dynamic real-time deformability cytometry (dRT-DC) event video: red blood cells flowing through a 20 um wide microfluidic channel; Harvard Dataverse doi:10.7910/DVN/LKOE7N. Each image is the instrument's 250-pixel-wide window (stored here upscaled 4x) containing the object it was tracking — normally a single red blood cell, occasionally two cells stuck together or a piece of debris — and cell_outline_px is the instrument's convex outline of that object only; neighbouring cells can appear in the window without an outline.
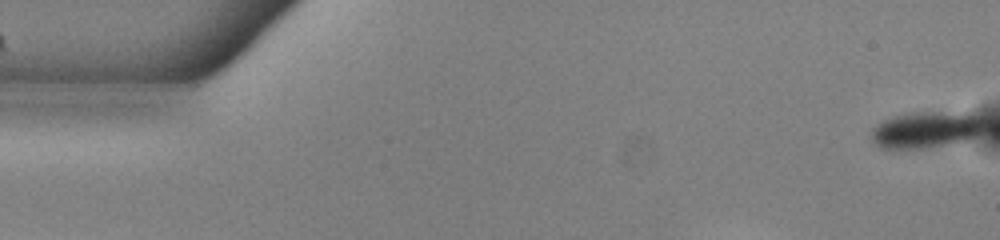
{"species": "common noctule bat (a hibernating species)", "species_latin": "Nyctalus noctula", "temperature_condition": "warm", "stored_images_in_passage": 53, "camera_frame_rate_fps": 3000, "um_per_image_px": 0.085, "animal": {"sex": "male", "body_mass_g": 13.0, "forearm_length_mm": 53.1}, "frame": {"image": 1, "passage_image": 1, "time_ms": 0.0, "image_size_px": [1000, 240], "cell_outline_px": [[984, 128], [968, 140], [924, 148], [880, 148], [872, 140], [872, 128], [876, 124], [884, 120], [896, 116], [912, 112], [964, 112], [980, 116], [984, 120]], "centroid_in_image_um": [78.72, 11.01], "position_along_channel_um": 6.3, "area_um2": 23.87}}
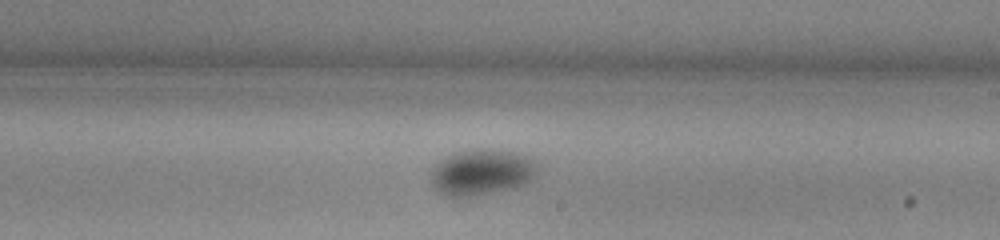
{"frame": {"image": 2, "passage_image": 31, "time_ms": 10.0, "image_size_px": [1000, 240], "cell_outline_px": [[536, 172], [524, 184], [472, 196], [448, 196], [440, 192], [432, 184], [432, 172], [436, 164], [452, 152], [472, 148], [492, 148], [516, 152], [528, 156], [536, 160]], "centroid_in_image_um": [40.93, 14.58], "position_along_channel_um": 248.1, "area_um2": 28.21}}
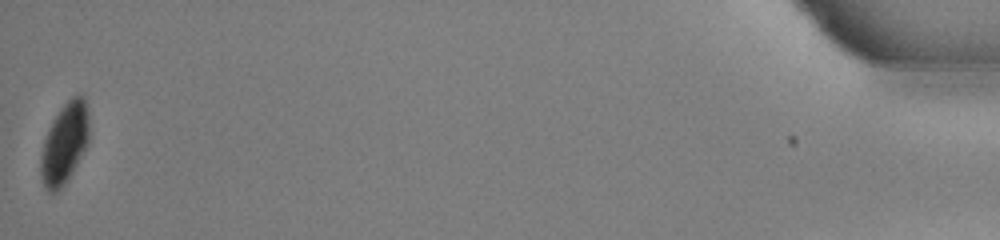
{"frame": {"image": 3, "passage_image": 53, "time_ms": 17.333, "image_size_px": [1000, 240], "cell_outline_px": [[88, 144], [72, 172], [64, 184], [56, 192], [48, 192], [44, 184], [40, 172], [40, 156], [44, 140], [48, 128], [60, 108], [72, 96], [80, 92], [84, 96], [88, 112]], "centroid_in_image_um": [5.49, 12.15], "position_along_channel_um": 429.7, "area_um2": 22.72}, "authors_computed_cell_mechanics": {"area_um2": 26.877, "velocity_mm_per_s": 3.8753, "shape_relaxation_time_tau1_ms": 5.3841, "shape_relaxation_time_tau2_ms": null, "deformation_change_tau1": 0.0728, "deformation_change_tau2": null}}